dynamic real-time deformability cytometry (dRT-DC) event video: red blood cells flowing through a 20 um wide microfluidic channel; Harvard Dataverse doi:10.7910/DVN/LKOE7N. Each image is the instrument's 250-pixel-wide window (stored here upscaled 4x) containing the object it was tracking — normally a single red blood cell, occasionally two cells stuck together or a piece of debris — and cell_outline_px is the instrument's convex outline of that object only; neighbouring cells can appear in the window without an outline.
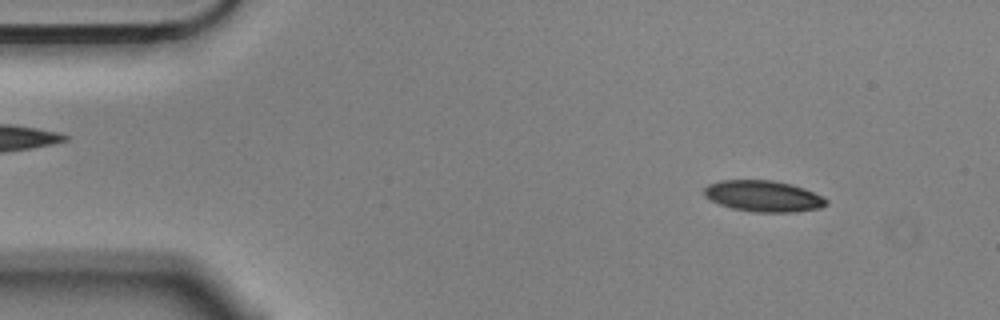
{"species": "Egyptian fruit bat (a non-hibernating species)", "species_latin": "Rousettus aegyptiacus", "temperature_condition": "cold", "stored_images_in_passage": 55, "camera_frame_rate_fps": 3000, "um_per_image_px": 0.085, "animal": {"sex": "male"}, "frame": {"image": 1, "passage_image": 6, "time_ms": 1.667, "image_size_px": [1000, 320], "cell_outline_px": [[828, 204], [820, 208], [796, 212], [752, 212], [732, 208], [720, 204], [704, 196], [704, 188], [708, 184], [720, 180], [772, 180], [792, 184], [804, 188], [824, 196], [828, 200]], "centroid_in_image_um": [64.92, 16.67], "position_along_channel_um": 20.1, "area_um2": 22.37}}
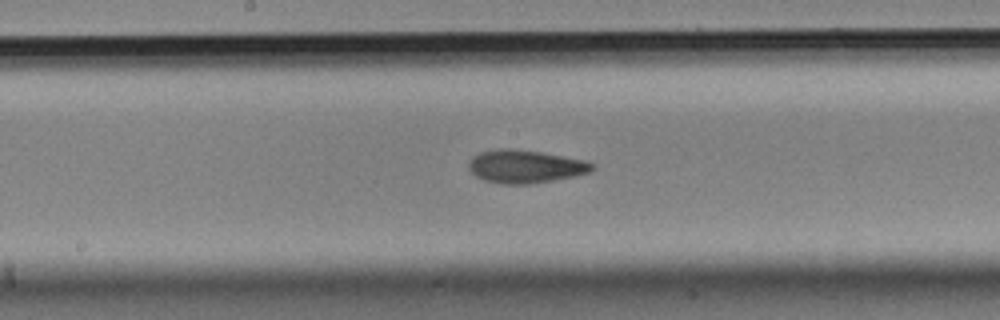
{"frame": {"image": 2, "passage_image": 28, "time_ms": 9.0, "image_size_px": [1000, 320], "cell_outline_px": [[592, 168], [588, 172], [576, 176], [528, 184], [500, 184], [484, 180], [476, 176], [468, 168], [468, 164], [472, 156], [480, 152], [500, 148], [508, 148], [540, 152], [584, 160], [592, 164]], "centroid_in_image_um": [44.58, 14.15], "position_along_channel_um": 203.6, "area_um2": 23.52}}
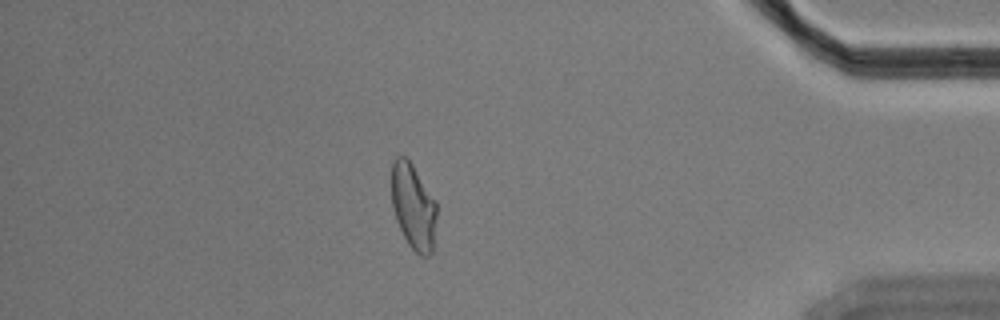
{"frame": {"image": 3, "passage_image": 48, "time_ms": 15.667, "image_size_px": [1000, 320], "cell_outline_px": [[436, 216], [432, 252], [428, 256], [420, 256], [408, 244], [396, 220], [392, 208], [392, 164], [396, 156], [404, 156], [412, 164], [436, 200]], "centroid_in_image_um": [35.13, 17.55], "position_along_channel_um": 400.1, "area_um2": 22.43}, "authors_computed_cell_mechanics": {"area_um2": 22.8888, "velocity_mm_per_s": 3.5549, "shape_relaxation_time_tau1_ms": 4.9707, "shape_relaxation_time_tau2_ms": 3.0712, "deformation_change_tau1": 0.147, "deformation_change_tau2": 0.0892}}